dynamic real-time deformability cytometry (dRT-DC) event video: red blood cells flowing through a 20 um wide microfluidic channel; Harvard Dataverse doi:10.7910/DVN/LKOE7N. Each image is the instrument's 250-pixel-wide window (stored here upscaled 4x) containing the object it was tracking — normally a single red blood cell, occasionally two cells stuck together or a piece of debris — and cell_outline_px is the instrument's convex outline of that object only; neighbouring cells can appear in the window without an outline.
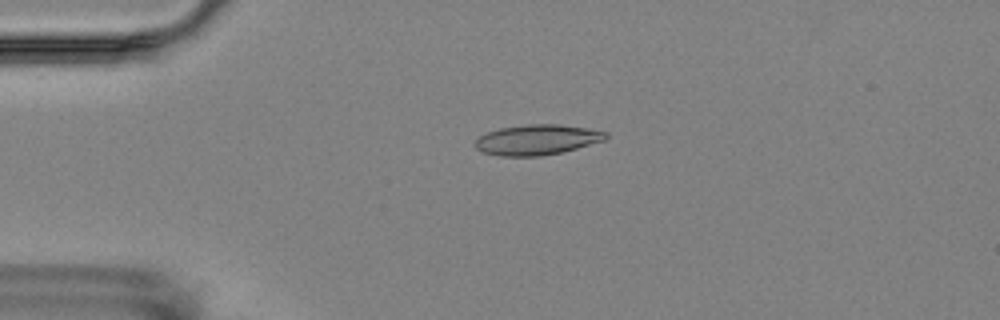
{"species": "Egyptian fruit bat (a non-hibernating species)", "species_latin": "Rousettus aegyptiacus", "temperature_condition": "room temperature", "stored_images_in_passage": 3, "camera_frame_rate_fps": 3000, "um_per_image_px": 0.085, "animal": {"sex": "female"}, "frame": {"image": 1, "passage_image": 2, "time_ms": 1.333, "image_size_px": [1000, 320], "cell_outline_px": [[608, 136], [604, 140], [576, 148], [560, 152], [540, 156], [500, 156], [484, 152], [476, 148], [472, 144], [480, 136], [488, 132], [500, 128], [524, 124], [560, 124], [588, 128], [608, 132]], "centroid_in_image_um": [45.64, 11.87], "position_along_channel_um": 39.4, "area_um2": 23.0}}